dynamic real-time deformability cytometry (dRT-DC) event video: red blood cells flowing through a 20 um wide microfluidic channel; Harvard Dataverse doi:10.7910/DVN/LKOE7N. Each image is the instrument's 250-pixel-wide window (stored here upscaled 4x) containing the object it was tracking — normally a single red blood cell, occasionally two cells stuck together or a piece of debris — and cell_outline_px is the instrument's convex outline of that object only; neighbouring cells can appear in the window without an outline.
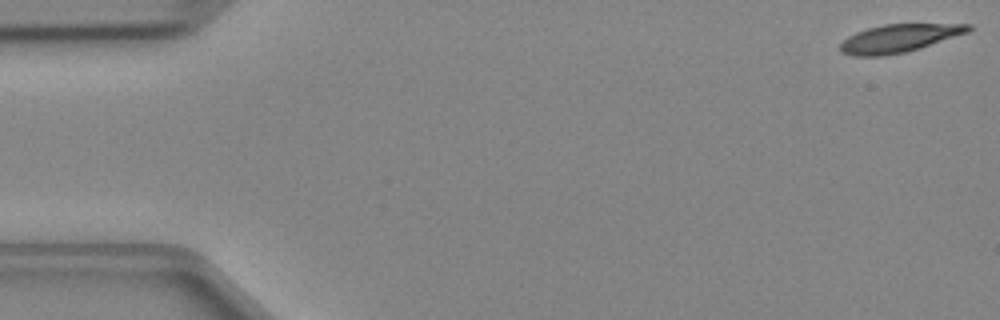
{"species": "Egyptian fruit bat (a non-hibernating species)", "species_latin": "Rousettus aegyptiacus", "temperature_condition": "cold", "stored_images_in_passage": 47, "camera_frame_rate_fps": 3000, "um_per_image_px": 0.085, "animal": {"sex": "female"}, "frame": {"image": 1, "passage_image": 1, "time_ms": 0.0, "image_size_px": [1000, 320], "cell_outline_px": [[972, 28], [968, 32], [920, 48], [904, 52], [884, 56], [852, 56], [840, 52], [840, 44], [848, 36], [856, 32], [868, 28], [884, 24], [972, 24]], "centroid_in_image_um": [76.39, 3.26], "position_along_channel_um": 8.6, "area_um2": 20.81}}
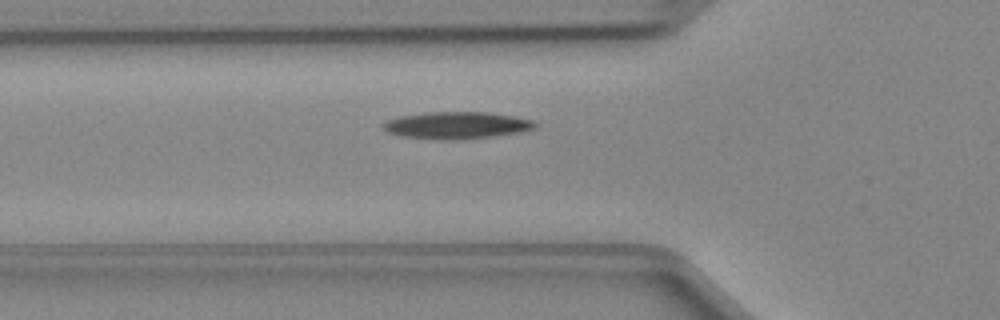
{"frame": {"image": 2, "passage_image": 16, "time_ms": 5.0, "image_size_px": [1000, 320], "cell_outline_px": [[540, 124], [536, 128], [520, 132], [492, 136], [404, 136], [388, 132], [380, 124], [388, 120], [400, 116], [428, 112], [484, 112], [512, 116], [536, 120]], "centroid_in_image_um": [38.92, 10.58], "position_along_channel_um": 86.9, "area_um2": 22.43}}
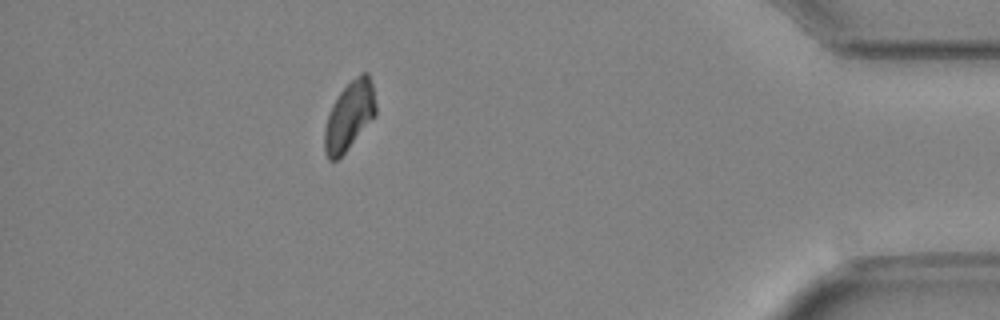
{"frame": {"image": 3, "passage_image": 42, "time_ms": 13.667, "image_size_px": [1000, 320], "cell_outline_px": [[376, 116], [348, 148], [336, 160], [328, 160], [324, 152], [324, 128], [328, 112], [332, 104], [340, 92], [360, 72], [368, 72], [372, 84], [376, 104]], "centroid_in_image_um": [29.69, 9.84], "position_along_channel_um": 405.5, "area_um2": 20.58}}